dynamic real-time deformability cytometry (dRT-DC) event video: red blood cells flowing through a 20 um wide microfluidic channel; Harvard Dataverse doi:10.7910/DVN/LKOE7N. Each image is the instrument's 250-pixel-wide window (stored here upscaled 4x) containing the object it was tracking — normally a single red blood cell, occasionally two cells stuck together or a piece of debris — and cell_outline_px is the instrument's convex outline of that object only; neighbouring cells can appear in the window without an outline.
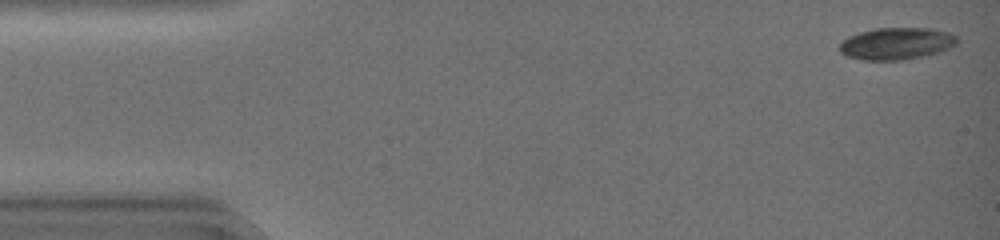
{"species": "common noctule bat (a hibernating species)", "species_latin": "Nyctalus noctula", "temperature_condition": "warm", "stored_images_in_passage": 44, "camera_frame_rate_fps": 3000, "um_per_image_px": 0.085, "animal": {"sex": "female", "body_mass_g": 19.0, "forearm_length_mm": 51.5}, "frame": {"image": 1, "passage_image": 1, "time_ms": 0.0, "image_size_px": [1000, 240], "cell_outline_px": [[956, 44], [940, 52], [924, 56], [904, 60], [860, 60], [848, 56], [840, 52], [840, 44], [848, 36], [860, 32], [876, 28], [928, 28], [948, 32], [956, 36]], "centroid_in_image_um": [76.19, 3.71], "position_along_channel_um": 8.8, "area_um2": 21.85}}
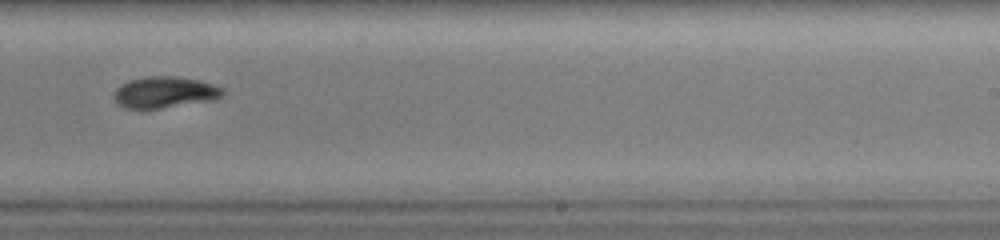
{"frame": {"image": 2, "passage_image": 28, "time_ms": 9.0, "image_size_px": [1000, 240], "cell_outline_px": [[224, 96], [216, 100], [160, 108], [128, 108], [120, 104], [112, 96], [116, 88], [120, 84], [128, 80], [144, 76], [176, 76], [200, 80], [224, 88]], "centroid_in_image_um": [14.04, 7.82], "position_along_channel_um": 275.0, "area_um2": 20.06}}
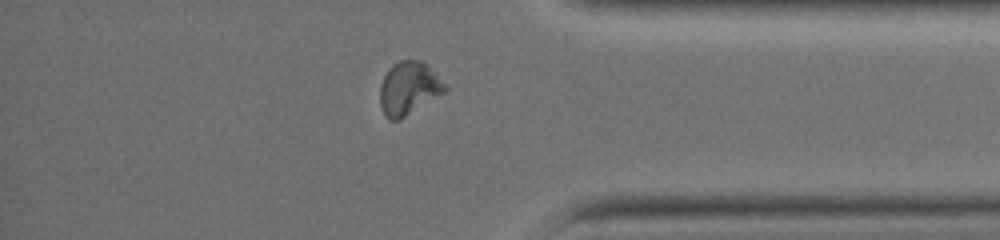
{"frame": {"image": 3, "passage_image": 37, "time_ms": 12.0, "image_size_px": [1000, 240], "cell_outline_px": [[448, 88], [444, 92], [400, 120], [392, 120], [384, 112], [380, 104], [380, 84], [388, 68], [392, 64], [400, 60], [420, 60]], "centroid_in_image_um": [34.7, 7.51], "position_along_channel_um": 400.5, "area_um2": 19.54}, "authors_computed_cell_mechanics": {"area_um2": 21.3282, "velocity_mm_per_s": 4.3564, "shape_relaxation_time_tau1_ms": 5.011, "shape_relaxation_time_tau2_ms": null, "deformation_change_tau1": 0.1799, "deformation_change_tau2": null}}